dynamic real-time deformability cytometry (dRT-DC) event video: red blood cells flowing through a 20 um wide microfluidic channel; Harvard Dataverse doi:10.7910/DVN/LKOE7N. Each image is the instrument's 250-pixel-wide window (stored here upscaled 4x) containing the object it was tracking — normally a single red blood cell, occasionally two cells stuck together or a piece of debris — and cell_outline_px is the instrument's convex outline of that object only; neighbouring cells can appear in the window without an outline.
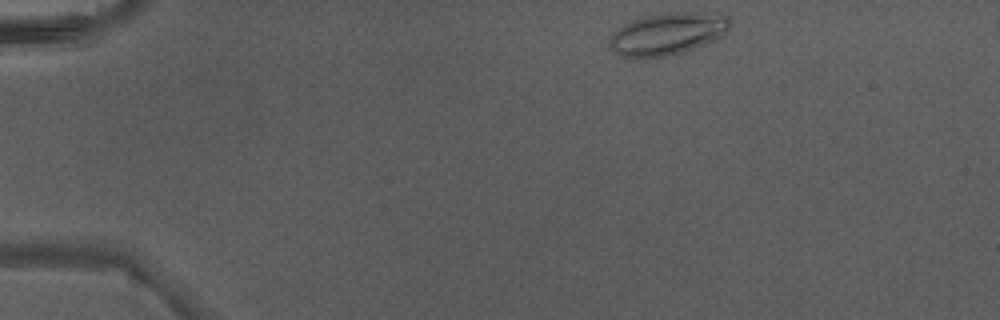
{"species": "Egyptian fruit bat (a non-hibernating species)", "species_latin": "Rousettus aegyptiacus", "temperature_condition": "warm", "stored_images_in_passage": 4, "camera_frame_rate_fps": 3000, "um_per_image_px": 0.085, "animal": {"sex": "male"}, "frame": {"image": 1, "passage_image": 1, "time_ms": 0.0, "image_size_px": [1000, 320], "cell_outline_px": [[732, 24], [728, 32], [716, 40], [684, 52], [644, 60], [628, 60], [620, 56], [608, 44], [608, 40], [612, 32], [624, 24], [640, 16], [668, 12], [700, 12], [728, 16], [732, 20]], "centroid_in_image_um": [56.71, 2.9], "position_along_channel_um": 28.3, "area_um2": 30.63}}